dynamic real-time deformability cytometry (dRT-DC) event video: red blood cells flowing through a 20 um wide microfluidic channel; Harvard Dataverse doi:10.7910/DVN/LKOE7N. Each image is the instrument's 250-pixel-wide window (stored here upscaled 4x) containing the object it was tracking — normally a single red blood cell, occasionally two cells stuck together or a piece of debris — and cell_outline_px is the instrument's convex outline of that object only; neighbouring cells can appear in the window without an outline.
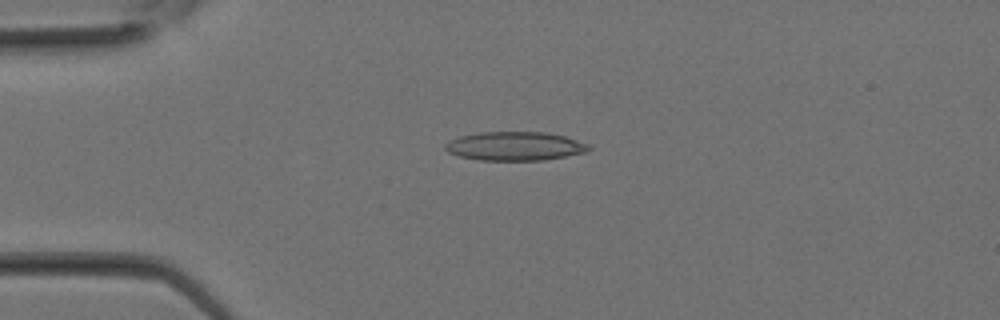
{"species": "Egyptian fruit bat (a non-hibernating species)", "species_latin": "Rousettus aegyptiacus", "temperature_condition": "room temperature", "stored_images_in_passage": 8, "camera_frame_rate_fps": 3000, "um_per_image_px": 0.085, "animal": {"sex": "female"}, "frame": {"image": 1, "passage_image": 1, "time_ms": 0.0, "image_size_px": [1000, 320], "cell_outline_px": [[592, 148], [584, 152], [544, 160], [480, 160], [460, 156], [448, 152], [444, 148], [444, 144], [460, 136], [480, 132], [544, 132], [564, 136], [588, 144]], "centroid_in_image_um": [43.75, 12.42], "position_along_channel_um": 41.3, "area_um2": 23.81}}
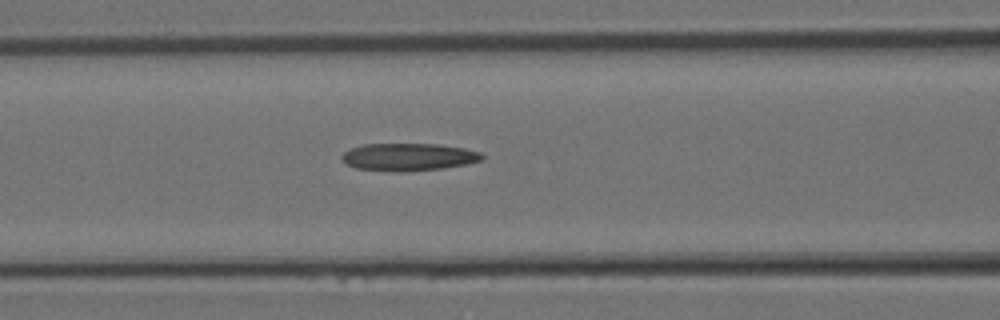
{"frame": {"image": 2, "passage_image": 6, "time_ms": 1.667, "image_size_px": [1000, 320], "cell_outline_px": [[484, 160], [468, 164], [444, 168], [404, 172], [392, 172], [356, 168], [348, 164], [340, 156], [344, 152], [352, 148], [364, 144], [440, 144], [464, 148], [480, 152], [484, 156]], "centroid_in_image_um": [34.77, 13.35], "position_along_channel_um": 131.8, "area_um2": 22.66}}
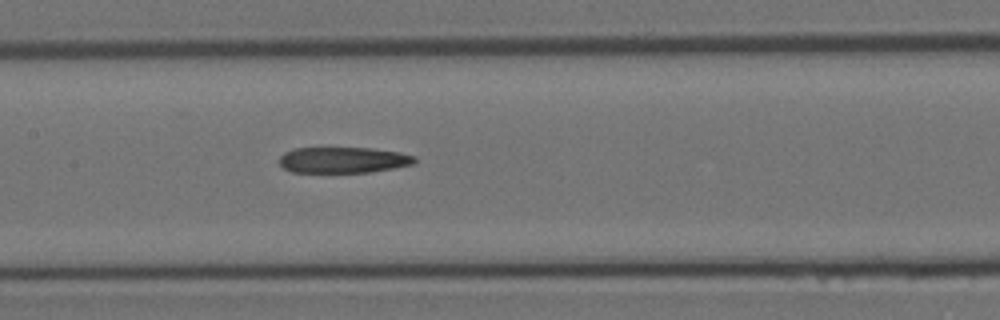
{"frame": {"image": 3, "passage_image": 8, "time_ms": 2.333, "image_size_px": [1000, 320], "cell_outline_px": [[416, 164], [372, 172], [292, 172], [284, 168], [280, 164], [280, 156], [284, 152], [296, 148], [372, 148], [400, 152], [416, 156]], "centroid_in_image_um": [29.22, 13.6], "position_along_channel_um": 178.2, "area_um2": 20.58}}